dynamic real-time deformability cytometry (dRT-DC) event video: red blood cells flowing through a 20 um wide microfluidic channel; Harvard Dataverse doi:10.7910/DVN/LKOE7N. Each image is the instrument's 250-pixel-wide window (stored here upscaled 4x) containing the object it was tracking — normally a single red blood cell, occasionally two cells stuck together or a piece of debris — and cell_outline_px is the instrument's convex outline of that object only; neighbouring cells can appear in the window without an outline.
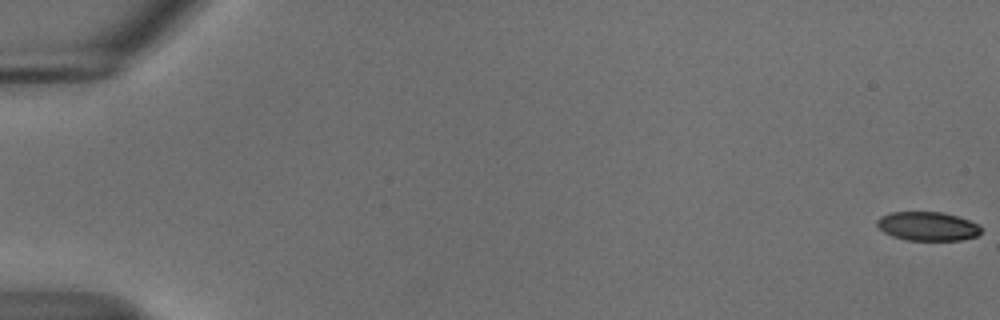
{"species": "common noctule bat (a hibernating species)", "species_latin": "Nyctalus noctula", "temperature_condition": "cold", "stored_images_in_passage": 56, "camera_frame_rate_fps": 3000, "um_per_image_px": 0.085, "animal": {"sex": "male", "body_mass_g": 18.8}, "frame": {"image": 1, "passage_image": 1, "time_ms": 0.0, "image_size_px": [1000, 320], "cell_outline_px": [[980, 232], [976, 236], [960, 240], [908, 240], [892, 236], [884, 232], [876, 224], [876, 220], [880, 216], [892, 212], [940, 212], [956, 216], [980, 224]], "centroid_in_image_um": [78.83, 19.23], "position_along_channel_um": 6.2, "area_um2": 17.4}}
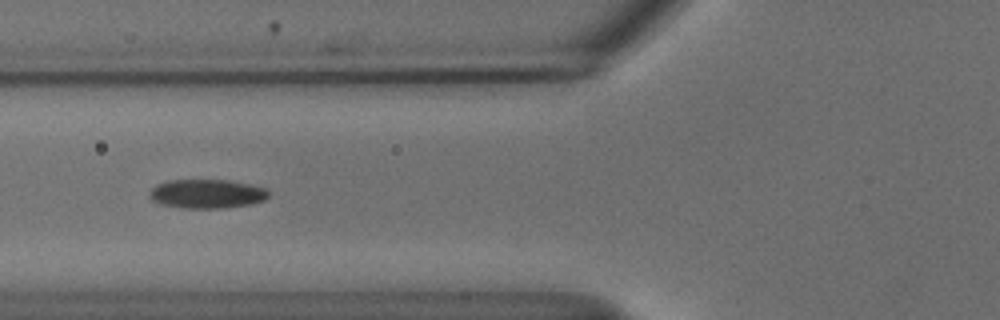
{"frame": {"image": 2, "passage_image": 23, "time_ms": 7.333, "image_size_px": [1000, 320], "cell_outline_px": [[268, 196], [264, 200], [252, 204], [220, 208], [184, 208], [160, 204], [152, 200], [148, 196], [148, 192], [156, 184], [168, 180], [228, 180], [268, 188]], "centroid_in_image_um": [17.56, 16.47], "position_along_channel_um": 108.2, "area_um2": 20.23}}
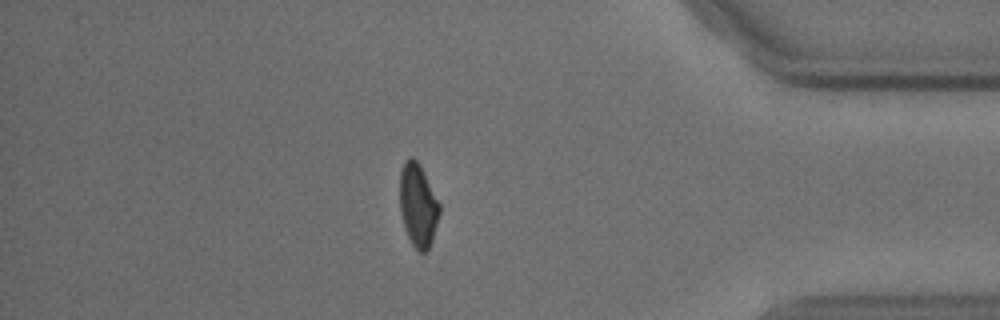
{"frame": {"image": 3, "passage_image": 49, "time_ms": 16.0, "image_size_px": [1000, 320], "cell_outline_px": [[440, 212], [432, 240], [428, 248], [424, 252], [420, 252], [412, 244], [408, 236], [400, 212], [400, 168], [404, 160], [412, 156], [420, 164], [440, 204]], "centroid_in_image_um": [35.52, 17.39], "position_along_channel_um": 399.7, "area_um2": 19.13}, "authors_computed_cell_mechanics": {"area_um2": 20.0855, "velocity_mm_per_s": 3.6949, "shape_relaxation_time_tau1_ms": 3.3193, "shape_relaxation_time_tau2_ms": 4.5698, "deformation_change_tau1": 0.1068, "deformation_change_tau2": 0.0787}}